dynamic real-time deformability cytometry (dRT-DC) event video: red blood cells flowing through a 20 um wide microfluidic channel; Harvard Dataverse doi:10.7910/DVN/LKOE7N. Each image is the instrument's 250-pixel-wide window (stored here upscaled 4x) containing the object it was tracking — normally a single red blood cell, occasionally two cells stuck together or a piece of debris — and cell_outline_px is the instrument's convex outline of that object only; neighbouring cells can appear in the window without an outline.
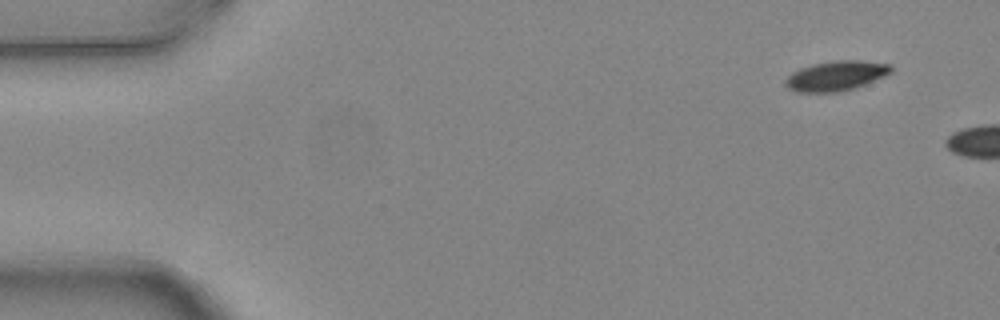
{"species": "common noctule bat (a hibernating species)", "species_latin": "Nyctalus noctula", "temperature_condition": "warm", "stored_images_in_passage": 2, "camera_frame_rate_fps": 3000, "um_per_image_px": 0.085, "animal": {"sex": "female", "body_mass_g": 24.6, "forearm_length_mm": 56.2}, "frame": {"image": 1, "passage_image": 1, "time_ms": 0.0, "image_size_px": [1000, 320], "cell_outline_px": [[892, 72], [884, 76], [856, 88], [840, 92], [796, 92], [788, 88], [784, 84], [784, 80], [792, 72], [800, 68], [812, 64], [836, 60], [856, 60], [892, 64]], "centroid_in_image_um": [71.05, 6.45], "position_along_channel_um": 13.9, "area_um2": 18.5}}